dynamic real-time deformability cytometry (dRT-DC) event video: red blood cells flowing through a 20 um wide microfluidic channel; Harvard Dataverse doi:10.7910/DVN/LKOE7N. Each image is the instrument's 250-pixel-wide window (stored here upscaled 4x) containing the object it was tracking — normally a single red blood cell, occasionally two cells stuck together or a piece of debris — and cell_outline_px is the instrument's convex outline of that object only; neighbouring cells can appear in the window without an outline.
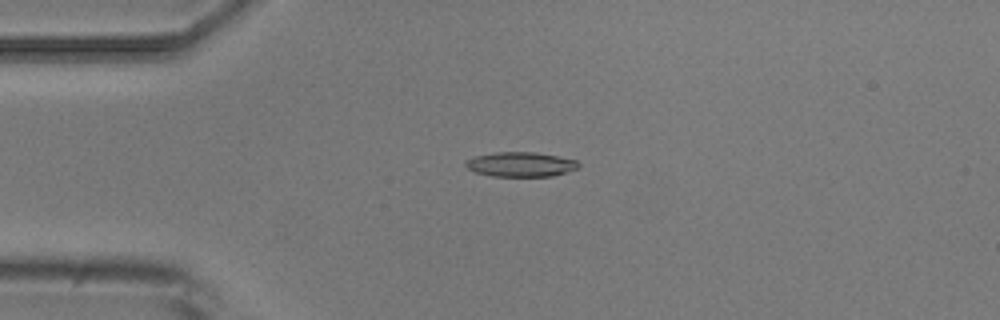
{"species": "common noctule bat (a hibernating species)", "species_latin": "Nyctalus noctula", "temperature_condition": "room temperature", "stored_images_in_passage": 9, "camera_frame_rate_fps": 3000, "um_per_image_px": 0.085, "animal": {"sex": "male", "body_mass_g": 20.5, "forearm_length_mm": 52.5}, "frame": {"image": 1, "passage_image": 4, "time_ms": 3.333, "image_size_px": [1000, 320], "cell_outline_px": [[580, 168], [552, 176], [492, 176], [476, 172], [468, 168], [464, 164], [472, 156], [496, 152], [536, 152], [576, 160], [580, 164]], "centroid_in_image_um": [44.27, 13.97], "position_along_channel_um": 40.7, "area_um2": 16.18}}
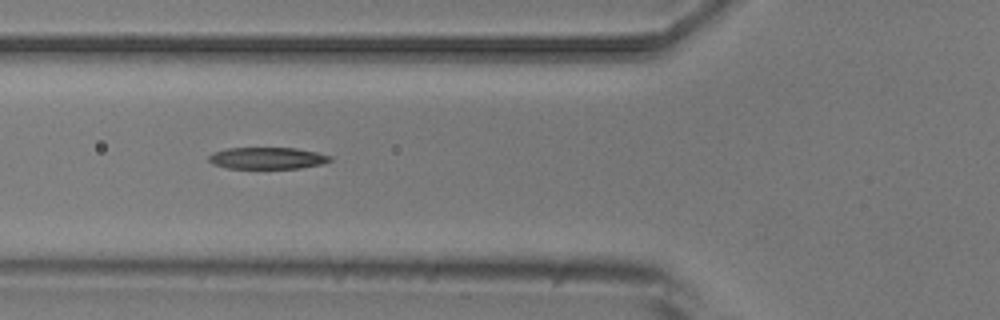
{"frame": {"image": 2, "passage_image": 6, "time_ms": 5.667, "image_size_px": [1000, 320], "cell_outline_px": [[332, 160], [320, 164], [300, 168], [228, 168], [212, 164], [208, 160], [208, 156], [212, 152], [228, 148], [296, 148], [316, 152], [332, 156]], "centroid_in_image_um": [22.69, 13.44], "position_along_channel_um": 103.1, "area_um2": 15.32}}
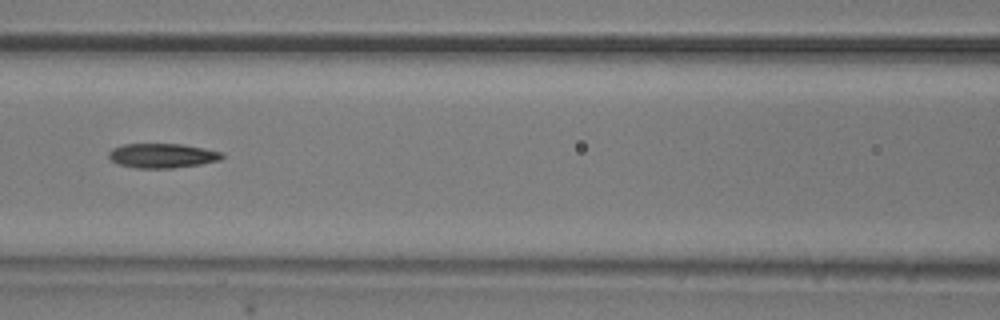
{"frame": {"image": 3, "passage_image": 7, "time_ms": 7.0, "image_size_px": [1000, 320], "cell_outline_px": [[224, 156], [220, 160], [200, 164], [172, 168], [136, 168], [120, 164], [112, 160], [108, 156], [108, 152], [112, 148], [124, 144], [184, 144], [224, 152]], "centroid_in_image_um": [13.82, 13.22], "position_along_channel_um": 152.8, "area_um2": 16.18}}